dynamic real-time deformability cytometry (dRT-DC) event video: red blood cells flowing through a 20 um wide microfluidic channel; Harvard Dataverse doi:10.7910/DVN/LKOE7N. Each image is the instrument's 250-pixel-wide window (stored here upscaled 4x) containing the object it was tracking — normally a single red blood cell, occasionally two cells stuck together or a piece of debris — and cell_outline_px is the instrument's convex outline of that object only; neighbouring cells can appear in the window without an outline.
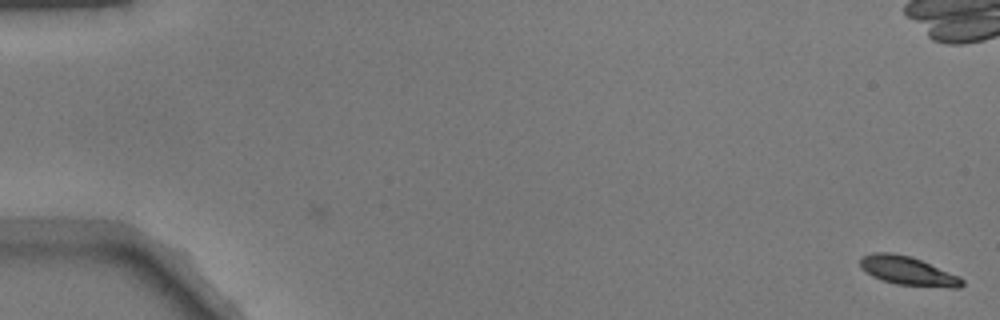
{"species": "common noctule bat (a hibernating species)", "species_latin": "Nyctalus noctula", "temperature_condition": "warm", "stored_images_in_passage": 17, "camera_frame_rate_fps": 3000, "um_per_image_px": 0.085, "animal": {"sex": "male", "body_mass_g": 17.9}, "frame": {"image": 1, "passage_image": 1, "time_ms": 0.0, "image_size_px": [1000, 320], "cell_outline_px": [[964, 284], [960, 288], [948, 288], [896, 284], [880, 280], [872, 276], [860, 268], [860, 256], [872, 252], [892, 252], [912, 256], [960, 276], [964, 280]], "centroid_in_image_um": [77.17, 23.02], "position_along_channel_um": 7.8, "area_um2": 17.51}}